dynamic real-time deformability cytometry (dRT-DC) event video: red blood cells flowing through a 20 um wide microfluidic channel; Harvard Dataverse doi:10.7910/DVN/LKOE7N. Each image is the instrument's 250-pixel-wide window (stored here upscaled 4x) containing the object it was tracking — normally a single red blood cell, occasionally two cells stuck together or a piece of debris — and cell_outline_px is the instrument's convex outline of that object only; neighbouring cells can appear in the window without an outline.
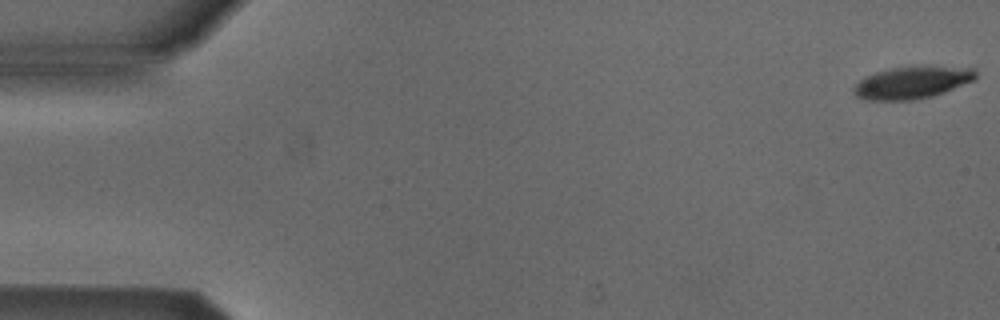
{"species": "Egyptian fruit bat (a non-hibernating species)", "species_latin": "Rousettus aegyptiacus", "temperature_condition": "cold", "stored_images_in_passage": 54, "camera_frame_rate_fps": 3000, "um_per_image_px": 0.085, "animal": {"sex": "male"}, "frame": {"image": 1, "passage_image": 1, "time_ms": 0.0, "image_size_px": [1000, 320], "cell_outline_px": [[976, 80], [944, 92], [932, 96], [912, 100], [872, 100], [856, 96], [856, 84], [860, 80], [876, 72], [892, 68], [976, 68]], "centroid_in_image_um": [77.57, 7.05], "position_along_channel_um": 7.4, "area_um2": 21.91}}
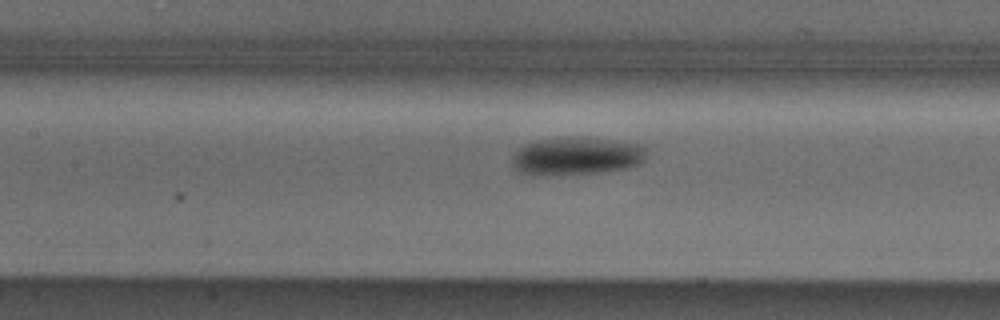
{"frame": {"image": 2, "passage_image": 24, "time_ms": 7.667, "image_size_px": [1000, 320], "cell_outline_px": [[644, 160], [640, 164], [624, 168], [604, 172], [544, 176], [528, 176], [516, 172], [512, 164], [512, 156], [524, 144], [536, 140], [568, 136], [572, 136], [608, 140], [640, 144], [644, 148]], "centroid_in_image_um": [48.9, 13.29], "position_along_channel_um": 158.5, "area_um2": 30.06}}
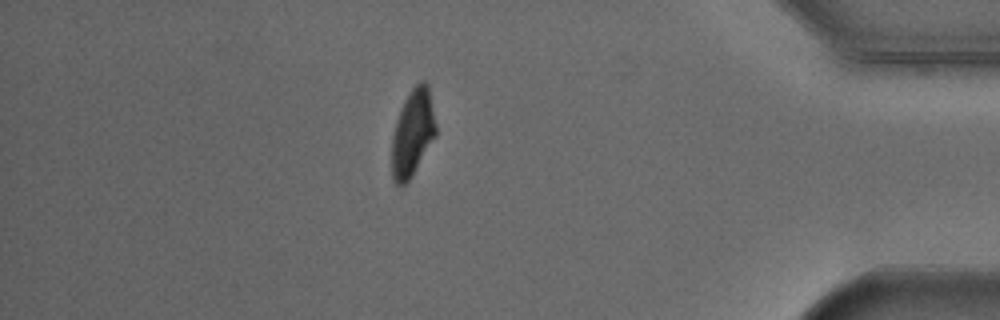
{"frame": {"image": 3, "passage_image": 46, "time_ms": 15.0, "image_size_px": [1000, 320], "cell_outline_px": [[436, 136], [412, 176], [404, 184], [396, 184], [392, 176], [392, 136], [396, 120], [404, 100], [412, 88], [420, 80], [424, 80], [428, 84], [436, 124]], "centroid_in_image_um": [35.08, 11.27], "position_along_channel_um": 400.1, "area_um2": 22.25}, "authors_computed_cell_mechanics": {"area_um2": 24.5072, "velocity_mm_per_s": 3.8618, "shape_relaxation_time_tau1_ms": 2.0554, "shape_relaxation_time_tau2_ms": null, "deformation_change_tau1": 0.0959, "deformation_change_tau2": null}}